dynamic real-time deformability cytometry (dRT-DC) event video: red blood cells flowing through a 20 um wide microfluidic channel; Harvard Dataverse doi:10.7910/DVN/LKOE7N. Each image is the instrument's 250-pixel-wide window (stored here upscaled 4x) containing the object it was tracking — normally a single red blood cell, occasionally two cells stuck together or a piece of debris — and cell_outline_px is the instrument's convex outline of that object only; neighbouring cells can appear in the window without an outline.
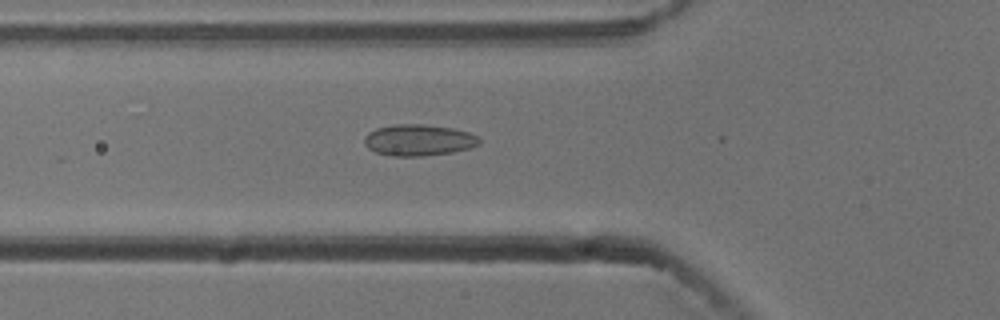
{"species": "common noctule bat (a hibernating species)", "species_latin": "Nyctalus noctula", "temperature_condition": "cold", "stored_images_in_passage": 54, "camera_frame_rate_fps": 3000, "um_per_image_px": 0.085, "animal": {"sex": "male", "body_mass_g": 13.3}, "frame": {"image": 1, "passage_image": 19, "time_ms": 6.0, "image_size_px": [1000, 320], "cell_outline_px": [[480, 144], [468, 148], [452, 152], [424, 156], [388, 156], [376, 152], [368, 148], [364, 144], [364, 136], [368, 132], [376, 128], [392, 124], [424, 124], [452, 128], [468, 132], [476, 136], [480, 140]], "centroid_in_image_um": [35.53, 11.91], "position_along_channel_um": 90.3, "area_um2": 21.1}}
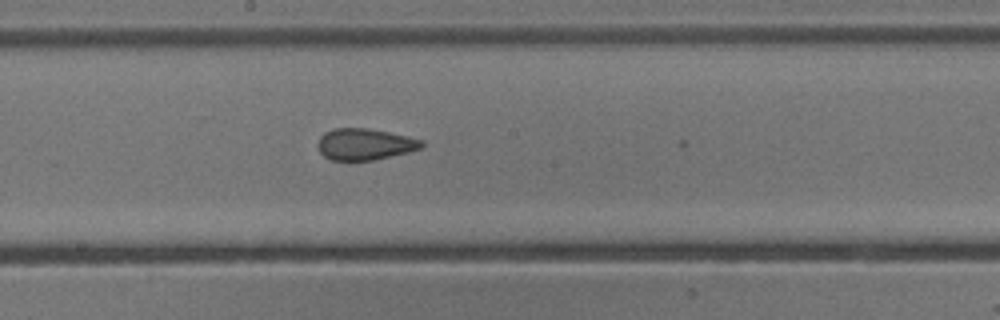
{"frame": {"image": 2, "passage_image": 29, "time_ms": 9.333, "image_size_px": [1000, 320], "cell_outline_px": [[424, 148], [408, 152], [372, 160], [332, 160], [324, 156], [320, 152], [316, 144], [320, 136], [324, 132], [332, 128], [368, 128], [408, 136], [424, 140]], "centroid_in_image_um": [31.01, 12.25], "position_along_channel_um": 217.2, "area_um2": 19.19}}
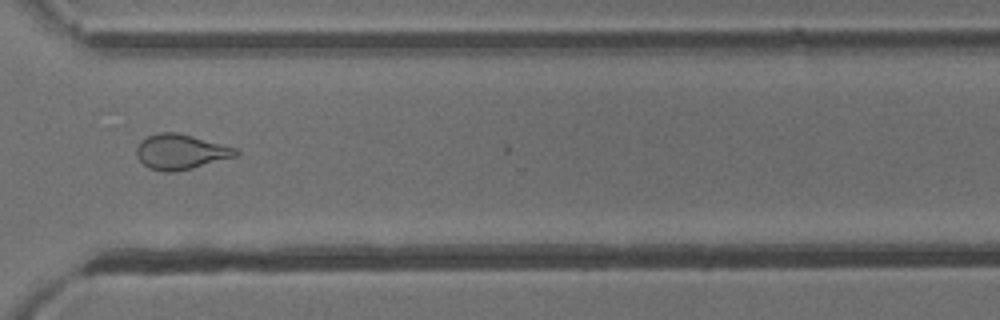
{"frame": {"image": 3, "passage_image": 40, "time_ms": 13.0, "image_size_px": [1000, 320], "cell_outline_px": [[240, 152], [236, 156], [192, 168], [176, 172], [164, 172], [148, 168], [136, 156], [136, 148], [140, 140], [148, 136], [160, 132], [176, 132], [192, 136], [236, 148]], "centroid_in_image_um": [15.32, 12.91], "position_along_channel_um": 355.3, "area_um2": 20.23}, "authors_computed_cell_mechanics": {"area_um2": 21.1259, "velocity_mm_per_s": 3.7794, "shape_relaxation_time_tau1_ms": null, "shape_relaxation_time_tau2_ms": 1.4406, "deformation_change_tau1": null, "deformation_change_tau2": 0.0788}}